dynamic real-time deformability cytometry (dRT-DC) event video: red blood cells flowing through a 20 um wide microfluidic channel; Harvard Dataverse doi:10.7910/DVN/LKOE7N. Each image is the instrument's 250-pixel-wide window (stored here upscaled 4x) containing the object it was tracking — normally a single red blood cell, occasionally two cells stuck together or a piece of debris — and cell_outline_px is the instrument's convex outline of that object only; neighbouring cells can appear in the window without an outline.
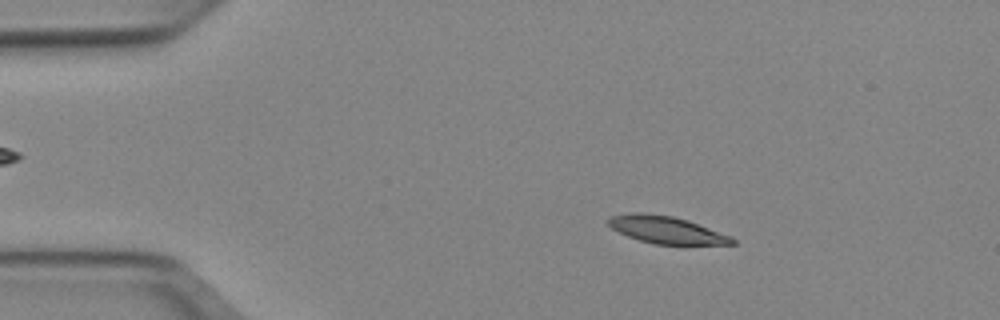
{"species": "Egyptian fruit bat (a non-hibernating species)", "species_latin": "Rousettus aegyptiacus", "temperature_condition": "cold", "stored_images_in_passage": 51, "camera_frame_rate_fps": 3000, "um_per_image_px": 0.085, "animal": {"sex": "female"}, "frame": {"image": 1, "passage_image": 8, "time_ms": 2.333, "image_size_px": [1000, 320], "cell_outline_px": [[736, 244], [652, 244], [628, 236], [612, 228], [604, 220], [608, 216], [632, 212], [640, 212], [672, 216], [688, 220], [732, 236], [736, 240]], "centroid_in_image_um": [56.62, 19.52], "position_along_channel_um": 28.4, "area_um2": 19.77}}
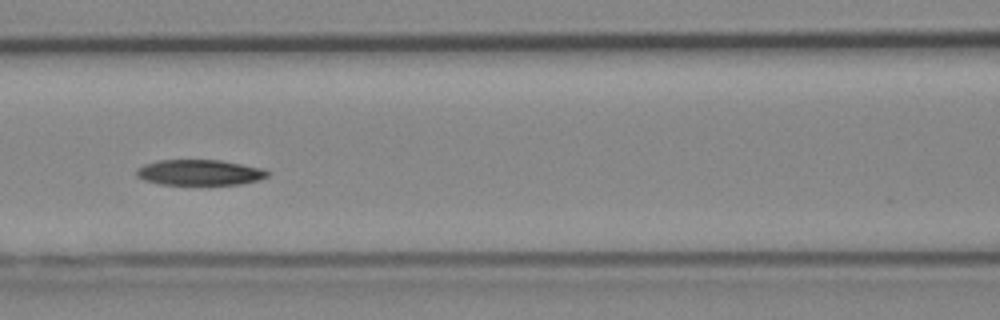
{"frame": {"image": 2, "passage_image": 22, "time_ms": 7.0, "image_size_px": [1000, 320], "cell_outline_px": [[272, 172], [268, 176], [260, 180], [240, 184], [160, 184], [144, 180], [136, 176], [136, 168], [144, 164], [156, 160], [220, 160], [264, 168]], "centroid_in_image_um": [16.99, 14.65], "position_along_channel_um": 149.6, "area_um2": 19.71}}
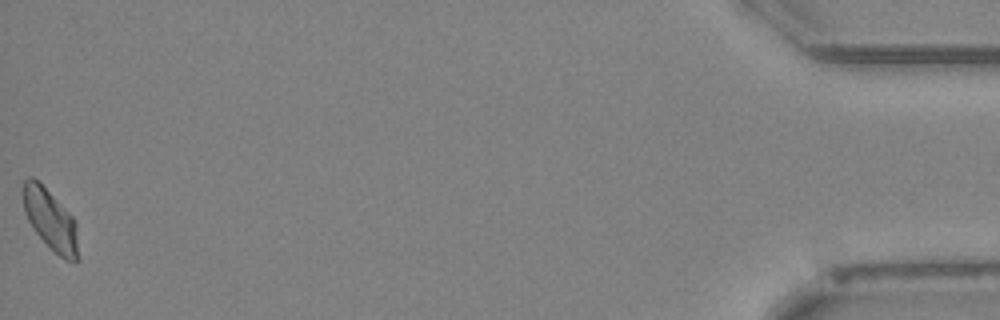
{"frame": {"image": 3, "passage_image": 51, "time_ms": 16.667, "image_size_px": [1000, 320], "cell_outline_px": [[80, 260], [64, 260], [36, 232], [28, 220], [24, 212], [24, 180], [28, 176], [32, 176], [72, 216], [76, 224]], "centroid_in_image_um": [4.32, 18.72], "position_along_channel_um": 430.9, "area_um2": 18.9}}